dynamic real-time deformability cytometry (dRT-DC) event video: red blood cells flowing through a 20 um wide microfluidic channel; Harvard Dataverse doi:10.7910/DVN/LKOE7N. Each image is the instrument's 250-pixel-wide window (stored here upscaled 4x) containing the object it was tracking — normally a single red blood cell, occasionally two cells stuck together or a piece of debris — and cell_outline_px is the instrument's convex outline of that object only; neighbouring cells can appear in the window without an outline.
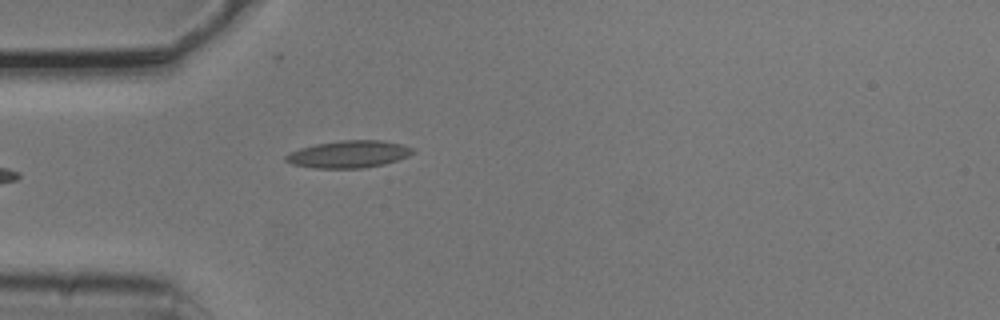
{"species": "common noctule bat (a hibernating species)", "species_latin": "Nyctalus noctula", "temperature_condition": "cold", "stored_images_in_passage": 6, "camera_frame_rate_fps": 3000, "um_per_image_px": 0.085, "animal": {"sex": "male", "body_mass_g": 20.5, "forearm_length_mm": 52.5}, "frame": {"image": 1, "passage_image": 6, "time_ms": 1.667, "image_size_px": [1000, 320], "cell_outline_px": [[416, 152], [408, 156], [384, 164], [364, 168], [312, 168], [292, 164], [284, 160], [284, 156], [288, 152], [300, 148], [316, 144], [340, 140], [380, 140], [400, 144], [416, 148]], "centroid_in_image_um": [29.63, 13.11], "position_along_channel_um": 55.4, "area_um2": 20.29}}